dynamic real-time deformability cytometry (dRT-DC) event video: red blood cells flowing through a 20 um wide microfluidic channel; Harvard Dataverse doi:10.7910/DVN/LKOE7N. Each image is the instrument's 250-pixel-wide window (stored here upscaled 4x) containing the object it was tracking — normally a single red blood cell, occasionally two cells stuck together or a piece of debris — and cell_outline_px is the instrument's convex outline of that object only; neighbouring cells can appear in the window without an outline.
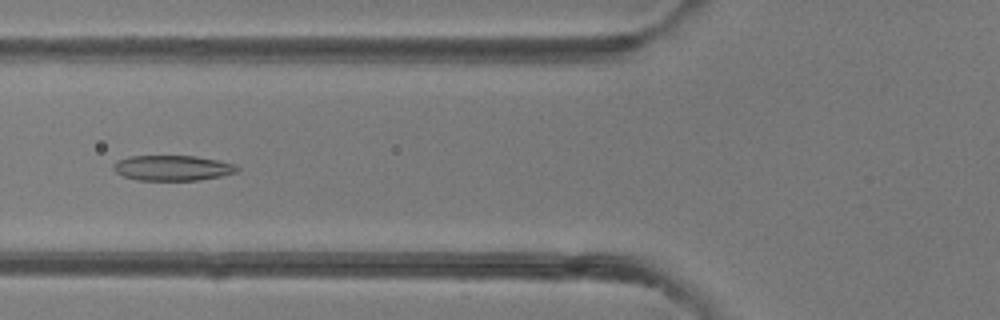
{"species": "common noctule bat (a hibernating species)", "species_latin": "Nyctalus noctula", "temperature_condition": "room temperature", "stored_images_in_passage": 40, "camera_frame_rate_fps": 3000, "um_per_image_px": 0.085, "animal": {"sex": "female"}, "frame": {"image": 1, "passage_image": 9, "time_ms": 2.667, "image_size_px": [1000, 320], "cell_outline_px": [[240, 168], [236, 172], [220, 176], [200, 180], [136, 180], [124, 176], [116, 172], [112, 168], [112, 164], [116, 160], [128, 156], [196, 156], [216, 160], [232, 164]], "centroid_in_image_um": [14.6, 14.27], "position_along_channel_um": 111.2, "area_um2": 18.21}}
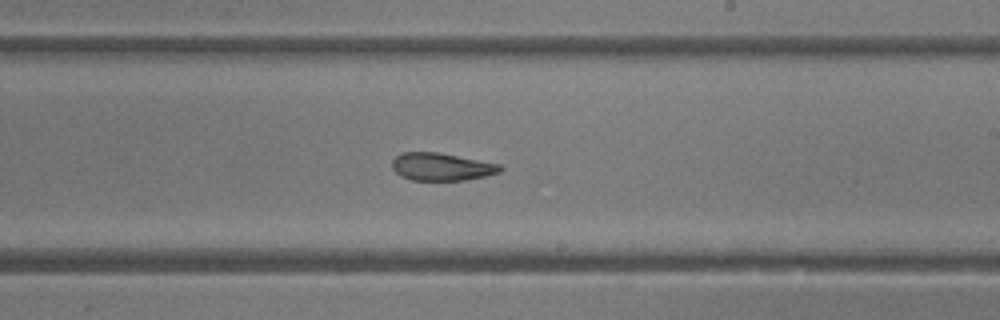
{"frame": {"image": 2, "passage_image": 19, "time_ms": 6.0, "image_size_px": [1000, 320], "cell_outline_px": [[504, 168], [500, 172], [484, 176], [464, 180], [412, 180], [400, 176], [392, 168], [392, 160], [396, 156], [404, 152], [436, 152], [500, 164]], "centroid_in_image_um": [37.51, 14.18], "position_along_channel_um": 251.5, "area_um2": 17.28}}
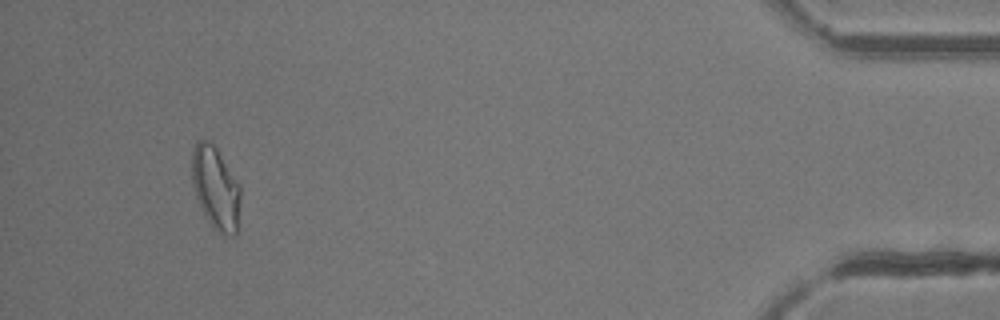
{"frame": {"image": 3, "passage_image": 36, "time_ms": 11.667, "image_size_px": [1000, 320], "cell_outline_px": [[240, 200], [236, 236], [228, 236], [220, 232], [208, 220], [196, 196], [192, 184], [192, 152], [196, 140], [208, 140], [216, 148], [240, 184]], "centroid_in_image_um": [18.34, 15.95], "position_along_channel_um": 416.9, "area_um2": 23.12}}